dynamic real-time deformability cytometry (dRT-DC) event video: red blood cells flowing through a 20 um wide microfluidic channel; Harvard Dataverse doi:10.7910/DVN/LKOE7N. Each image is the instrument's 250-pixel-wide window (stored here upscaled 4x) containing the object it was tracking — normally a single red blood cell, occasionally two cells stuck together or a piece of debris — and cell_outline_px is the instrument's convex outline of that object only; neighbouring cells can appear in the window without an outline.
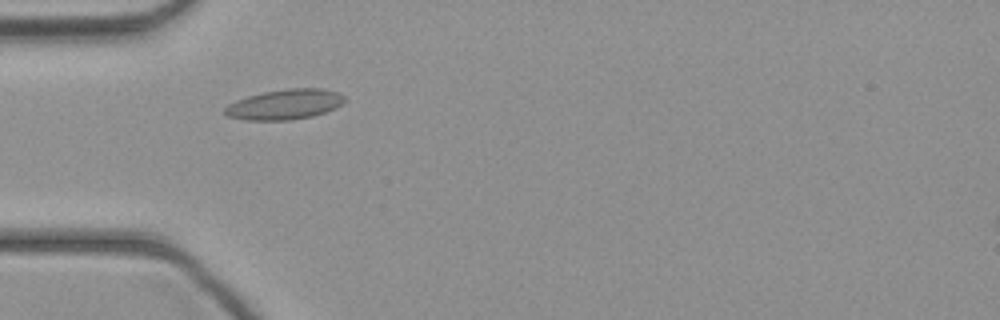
{"species": "common noctule bat (a hibernating species)", "species_latin": "Nyctalus noctula", "temperature_condition": "cold", "stored_images_in_passage": 42, "camera_frame_rate_fps": 3000, "um_per_image_px": 0.085, "animal": {"sex": "female", "body_mass_g": 21.9}, "frame": {"image": 1, "passage_image": 11, "time_ms": 3.333, "image_size_px": [1000, 320], "cell_outline_px": [[348, 100], [336, 108], [312, 116], [288, 120], [248, 120], [228, 116], [224, 112], [224, 108], [228, 104], [236, 100], [248, 96], [264, 92], [288, 88], [324, 88], [340, 92]], "centroid_in_image_um": [24.26, 8.86], "position_along_channel_um": 60.7, "area_um2": 21.15}}
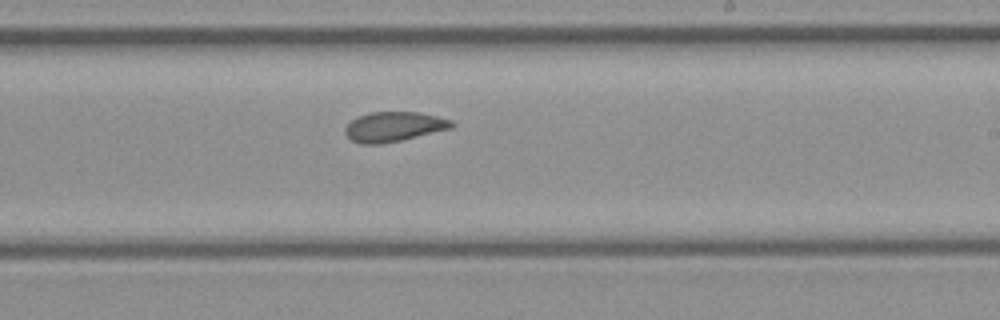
{"frame": {"image": 2, "passage_image": 24, "time_ms": 7.667, "image_size_px": [1000, 320], "cell_outline_px": [[456, 124], [452, 128], [384, 144], [360, 144], [352, 140], [344, 132], [344, 128], [356, 116], [368, 112], [420, 112], [452, 120]], "centroid_in_image_um": [33.47, 10.76], "position_along_channel_um": 255.5, "area_um2": 18.61}}
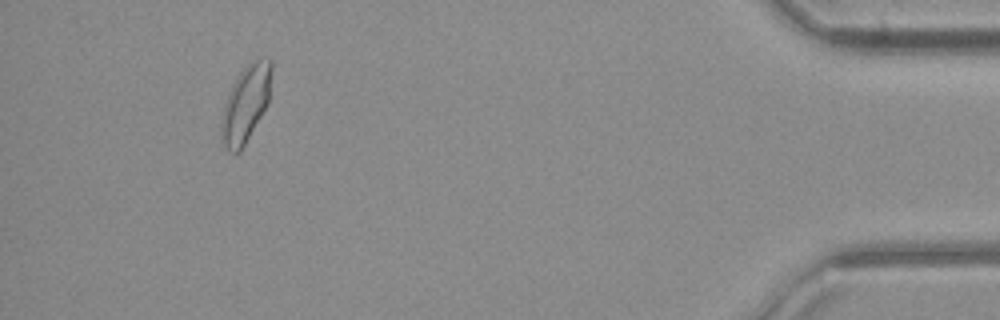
{"frame": {"image": 3, "passage_image": 39, "time_ms": 12.667, "image_size_px": [1000, 320], "cell_outline_px": [[272, 72], [268, 104], [240, 152], [228, 152], [220, 140], [220, 120], [224, 104], [232, 84], [240, 72], [248, 64], [256, 60], [272, 60]], "centroid_in_image_um": [20.86, 8.87], "position_along_channel_um": 414.3, "area_um2": 22.43}}